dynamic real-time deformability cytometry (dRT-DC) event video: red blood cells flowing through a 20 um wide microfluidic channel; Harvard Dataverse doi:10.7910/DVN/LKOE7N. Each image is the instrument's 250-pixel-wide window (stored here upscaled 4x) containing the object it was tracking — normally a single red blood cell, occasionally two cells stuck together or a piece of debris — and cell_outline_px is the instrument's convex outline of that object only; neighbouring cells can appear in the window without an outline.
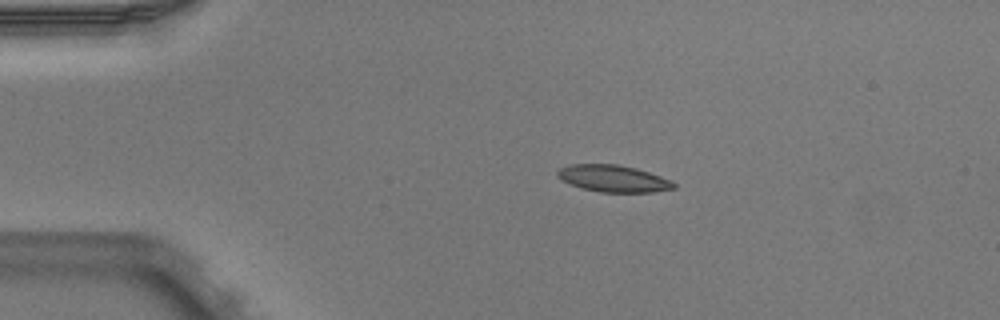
{"species": "Egyptian fruit bat (a non-hibernating species)", "species_latin": "Rousettus aegyptiacus", "temperature_condition": "warm", "stored_images_in_passage": 2, "camera_frame_rate_fps": 3000, "um_per_image_px": 0.085, "animal": {"sex": "male"}, "frame": {"image": 1, "passage_image": 1, "time_ms": 0.0, "image_size_px": [1000, 320], "cell_outline_px": [[676, 188], [652, 192], [600, 192], [580, 188], [556, 176], [556, 172], [560, 168], [568, 164], [616, 164], [636, 168], [672, 180], [676, 184]], "centroid_in_image_um": [52.14, 15.17], "position_along_channel_um": 32.9, "area_um2": 18.21}}